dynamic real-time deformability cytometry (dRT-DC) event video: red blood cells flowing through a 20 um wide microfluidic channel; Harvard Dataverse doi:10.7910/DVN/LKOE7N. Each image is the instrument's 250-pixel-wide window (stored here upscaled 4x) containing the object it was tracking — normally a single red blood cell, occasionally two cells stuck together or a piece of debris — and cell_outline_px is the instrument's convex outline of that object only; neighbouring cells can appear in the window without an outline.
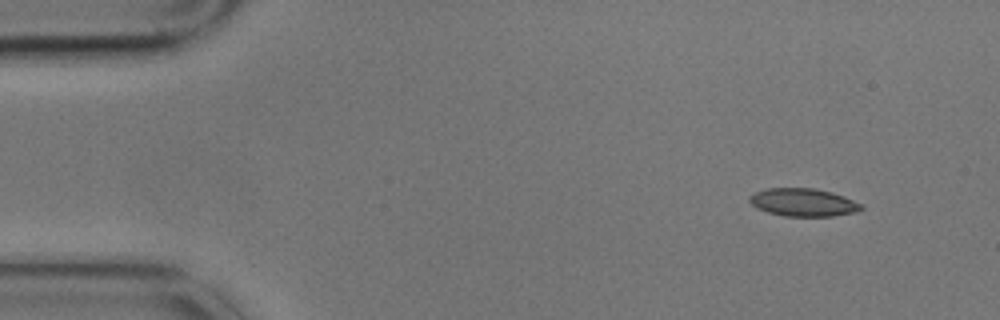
{"species": "common noctule bat (a hibernating species)", "species_latin": "Nyctalus noctula", "temperature_condition": "cold", "stored_images_in_passage": 4, "camera_frame_rate_fps": 3000, "um_per_image_px": 0.085, "animal": {"sex": "male", "body_mass_g": 17.9}, "frame": {"image": 1, "passage_image": 1, "time_ms": 0.0, "image_size_px": [1000, 320], "cell_outline_px": [[864, 208], [856, 212], [832, 216], [784, 216], [768, 212], [756, 208], [748, 200], [748, 196], [756, 192], [768, 188], [812, 188], [832, 192], [844, 196], [864, 204]], "centroid_in_image_um": [68.3, 17.2], "position_along_channel_um": 16.7, "area_um2": 18.26}}
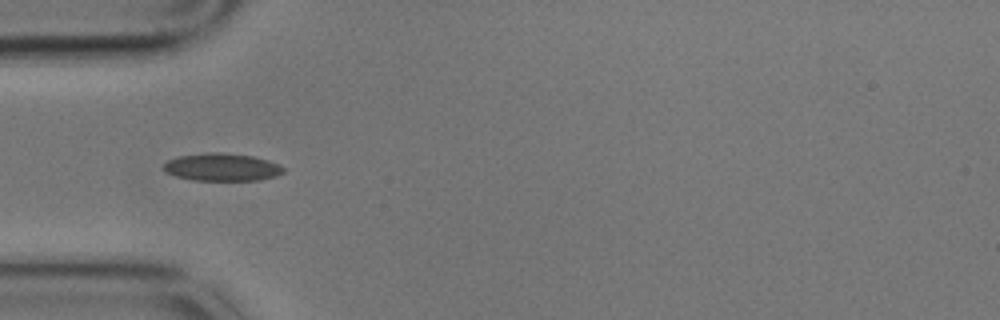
{"frame": {"image": 2, "passage_image": 4, "time_ms": 1.0, "image_size_px": [1000, 320], "cell_outline_px": [[284, 172], [276, 176], [260, 180], [192, 180], [176, 176], [164, 172], [164, 164], [168, 160], [180, 156], [212, 152], [216, 152], [256, 156], [280, 164], [284, 168]], "centroid_in_image_um": [18.9, 14.21], "position_along_channel_um": 66.1, "area_um2": 19.31}}